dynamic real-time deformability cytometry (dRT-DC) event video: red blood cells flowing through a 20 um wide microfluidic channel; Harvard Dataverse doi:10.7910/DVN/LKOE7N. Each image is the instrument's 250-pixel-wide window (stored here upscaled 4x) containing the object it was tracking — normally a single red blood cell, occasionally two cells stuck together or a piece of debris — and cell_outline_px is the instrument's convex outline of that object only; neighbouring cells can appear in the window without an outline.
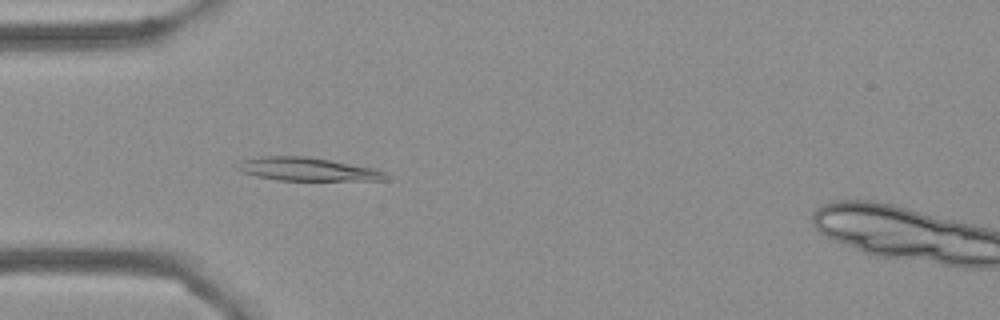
{"species": "Egyptian fruit bat (a non-hibernating species)", "species_latin": "Rousettus aegyptiacus", "temperature_condition": "cold", "stored_images_in_passage": 6, "camera_frame_rate_fps": 3000, "um_per_image_px": 0.085, "frame": {"image": 1, "passage_image": 5, "time_ms": 1.333, "image_size_px": [1000, 320], "cell_outline_px": [[392, 180], [276, 180], [256, 176], [240, 172], [236, 168], [240, 160], [260, 156], [308, 156], [376, 168], [388, 172]], "centroid_in_image_um": [26.18, 14.38], "position_along_channel_um": 58.8, "area_um2": 20.52}}